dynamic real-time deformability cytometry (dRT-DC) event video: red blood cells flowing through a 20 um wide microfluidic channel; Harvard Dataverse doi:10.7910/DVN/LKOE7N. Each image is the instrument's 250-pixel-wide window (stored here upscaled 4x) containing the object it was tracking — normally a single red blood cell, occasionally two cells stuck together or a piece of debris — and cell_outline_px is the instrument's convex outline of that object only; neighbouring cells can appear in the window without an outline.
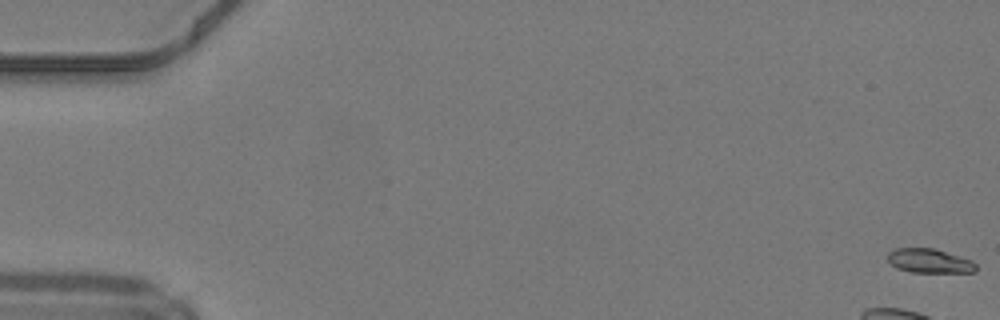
{"species": "common noctule bat (a hibernating species)", "species_latin": "Nyctalus noctula", "temperature_condition": "warm", "stored_images_in_passage": 14, "camera_frame_rate_fps": 3000, "um_per_image_px": 0.085, "animal": {"sex": "male", "body_mass_g": 19.2, "forearm_length_mm": 51.8}, "frame": {"image": 1, "passage_image": 1, "time_ms": 0.0, "image_size_px": [1000, 320], "cell_outline_px": [[976, 272], [912, 272], [896, 268], [888, 260], [888, 252], [896, 248], [932, 248], [972, 260], [976, 264]], "centroid_in_image_um": [78.99, 22.18], "position_along_channel_um": 6.0, "area_um2": 12.31}}